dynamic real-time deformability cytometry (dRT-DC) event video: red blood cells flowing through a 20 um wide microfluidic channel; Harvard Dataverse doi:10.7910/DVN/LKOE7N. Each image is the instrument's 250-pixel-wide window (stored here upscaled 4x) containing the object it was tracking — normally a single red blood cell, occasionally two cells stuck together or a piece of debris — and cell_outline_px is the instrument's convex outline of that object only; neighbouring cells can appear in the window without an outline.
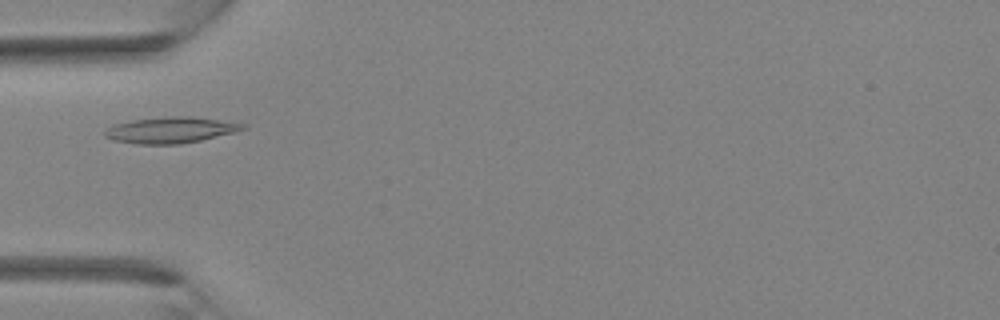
{"species": "Egyptian fruit bat (a non-hibernating species)", "species_latin": "Rousettus aegyptiacus", "temperature_condition": "room temperature", "stored_images_in_passage": 33, "camera_frame_rate_fps": 3000, "um_per_image_px": 0.085, "animal": {"sex": "female"}, "frame": {"image": 1, "passage_image": 8, "time_ms": 2.333, "image_size_px": [1000, 320], "cell_outline_px": [[248, 128], [236, 132], [200, 140], [180, 144], [136, 144], [116, 140], [104, 136], [104, 132], [112, 124], [132, 120], [172, 116], [192, 116], [244, 124]], "centroid_in_image_um": [14.5, 11.05], "position_along_channel_um": 70.5, "area_um2": 20.81}}
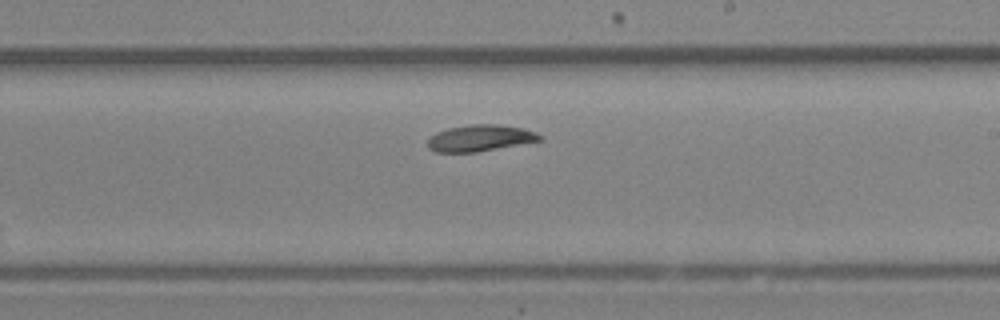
{"frame": {"image": 2, "passage_image": 18, "time_ms": 5.667, "image_size_px": [1000, 320], "cell_outline_px": [[544, 140], [476, 152], [436, 152], [428, 148], [428, 136], [436, 132], [448, 128], [468, 124], [496, 124], [524, 128], [544, 136]], "centroid_in_image_um": [40.81, 11.73], "position_along_channel_um": 248.2, "area_um2": 17.46}}
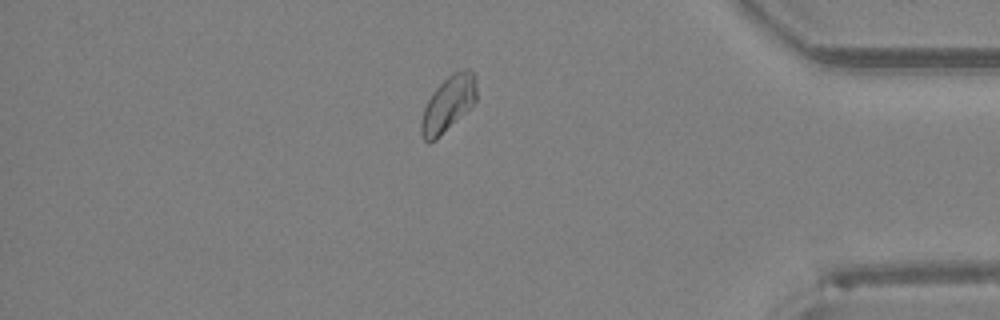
{"frame": {"image": 3, "passage_image": 28, "time_ms": 9.0, "image_size_px": [1000, 320], "cell_outline_px": [[476, 100], [436, 140], [428, 144], [424, 140], [420, 132], [420, 124], [424, 108], [432, 92], [452, 72], [460, 68], [468, 68], [476, 76]], "centroid_in_image_um": [38.08, 8.8], "position_along_channel_um": 397.1, "area_um2": 17.8}}